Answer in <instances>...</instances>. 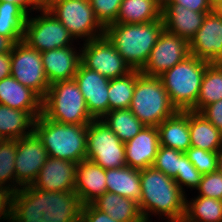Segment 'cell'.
Segmentation results:
<instances>
[{"instance_id":"obj_22","label":"cell","mask_w":222,"mask_h":222,"mask_svg":"<svg viewBox=\"0 0 222 222\" xmlns=\"http://www.w3.org/2000/svg\"><path fill=\"white\" fill-rule=\"evenodd\" d=\"M160 146L185 153L191 147L189 111H177L158 126Z\"/></svg>"},{"instance_id":"obj_40","label":"cell","mask_w":222,"mask_h":222,"mask_svg":"<svg viewBox=\"0 0 222 222\" xmlns=\"http://www.w3.org/2000/svg\"><path fill=\"white\" fill-rule=\"evenodd\" d=\"M199 113L222 132V99L202 108Z\"/></svg>"},{"instance_id":"obj_49","label":"cell","mask_w":222,"mask_h":222,"mask_svg":"<svg viewBox=\"0 0 222 222\" xmlns=\"http://www.w3.org/2000/svg\"><path fill=\"white\" fill-rule=\"evenodd\" d=\"M40 8H46L52 0H33Z\"/></svg>"},{"instance_id":"obj_2","label":"cell","mask_w":222,"mask_h":222,"mask_svg":"<svg viewBox=\"0 0 222 222\" xmlns=\"http://www.w3.org/2000/svg\"><path fill=\"white\" fill-rule=\"evenodd\" d=\"M142 195L138 203L145 222L152 214L165 216L167 222H183L186 212V193L175 180L153 167L140 170ZM152 213V214H151Z\"/></svg>"},{"instance_id":"obj_21","label":"cell","mask_w":222,"mask_h":222,"mask_svg":"<svg viewBox=\"0 0 222 222\" xmlns=\"http://www.w3.org/2000/svg\"><path fill=\"white\" fill-rule=\"evenodd\" d=\"M75 177L74 191L83 205L91 204L107 191L106 169L88 159L77 164Z\"/></svg>"},{"instance_id":"obj_34","label":"cell","mask_w":222,"mask_h":222,"mask_svg":"<svg viewBox=\"0 0 222 222\" xmlns=\"http://www.w3.org/2000/svg\"><path fill=\"white\" fill-rule=\"evenodd\" d=\"M16 154L17 140L3 139L0 142V187L12 194L16 192L14 167Z\"/></svg>"},{"instance_id":"obj_13","label":"cell","mask_w":222,"mask_h":222,"mask_svg":"<svg viewBox=\"0 0 222 222\" xmlns=\"http://www.w3.org/2000/svg\"><path fill=\"white\" fill-rule=\"evenodd\" d=\"M189 55V43L164 29L140 72L147 76L159 77Z\"/></svg>"},{"instance_id":"obj_37","label":"cell","mask_w":222,"mask_h":222,"mask_svg":"<svg viewBox=\"0 0 222 222\" xmlns=\"http://www.w3.org/2000/svg\"><path fill=\"white\" fill-rule=\"evenodd\" d=\"M99 23L106 28L117 20L122 0H89Z\"/></svg>"},{"instance_id":"obj_17","label":"cell","mask_w":222,"mask_h":222,"mask_svg":"<svg viewBox=\"0 0 222 222\" xmlns=\"http://www.w3.org/2000/svg\"><path fill=\"white\" fill-rule=\"evenodd\" d=\"M76 166L75 162L49 156L31 186L50 192L74 191Z\"/></svg>"},{"instance_id":"obj_28","label":"cell","mask_w":222,"mask_h":222,"mask_svg":"<svg viewBox=\"0 0 222 222\" xmlns=\"http://www.w3.org/2000/svg\"><path fill=\"white\" fill-rule=\"evenodd\" d=\"M191 147L218 152L222 148V132L199 112L189 111Z\"/></svg>"},{"instance_id":"obj_11","label":"cell","mask_w":222,"mask_h":222,"mask_svg":"<svg viewBox=\"0 0 222 222\" xmlns=\"http://www.w3.org/2000/svg\"><path fill=\"white\" fill-rule=\"evenodd\" d=\"M81 63L108 79H115L132 71L105 34L83 43Z\"/></svg>"},{"instance_id":"obj_3","label":"cell","mask_w":222,"mask_h":222,"mask_svg":"<svg viewBox=\"0 0 222 222\" xmlns=\"http://www.w3.org/2000/svg\"><path fill=\"white\" fill-rule=\"evenodd\" d=\"M164 29L163 20L113 23L105 28L104 34L131 69L141 71Z\"/></svg>"},{"instance_id":"obj_43","label":"cell","mask_w":222,"mask_h":222,"mask_svg":"<svg viewBox=\"0 0 222 222\" xmlns=\"http://www.w3.org/2000/svg\"><path fill=\"white\" fill-rule=\"evenodd\" d=\"M11 196L12 193L0 187V222L11 218Z\"/></svg>"},{"instance_id":"obj_10","label":"cell","mask_w":222,"mask_h":222,"mask_svg":"<svg viewBox=\"0 0 222 222\" xmlns=\"http://www.w3.org/2000/svg\"><path fill=\"white\" fill-rule=\"evenodd\" d=\"M86 159L104 169L126 166L125 145L102 119H94L87 125Z\"/></svg>"},{"instance_id":"obj_8","label":"cell","mask_w":222,"mask_h":222,"mask_svg":"<svg viewBox=\"0 0 222 222\" xmlns=\"http://www.w3.org/2000/svg\"><path fill=\"white\" fill-rule=\"evenodd\" d=\"M69 31L72 37L86 41L104 35L89 0H52L46 7Z\"/></svg>"},{"instance_id":"obj_35","label":"cell","mask_w":222,"mask_h":222,"mask_svg":"<svg viewBox=\"0 0 222 222\" xmlns=\"http://www.w3.org/2000/svg\"><path fill=\"white\" fill-rule=\"evenodd\" d=\"M152 167L174 179L177 173L181 172L182 152L172 148L159 146Z\"/></svg>"},{"instance_id":"obj_38","label":"cell","mask_w":222,"mask_h":222,"mask_svg":"<svg viewBox=\"0 0 222 222\" xmlns=\"http://www.w3.org/2000/svg\"><path fill=\"white\" fill-rule=\"evenodd\" d=\"M202 174L195 168V166L189 161L187 155L182 152V168L181 172H178L174 178L175 182L185 193L183 186L188 188L197 189L202 179Z\"/></svg>"},{"instance_id":"obj_30","label":"cell","mask_w":222,"mask_h":222,"mask_svg":"<svg viewBox=\"0 0 222 222\" xmlns=\"http://www.w3.org/2000/svg\"><path fill=\"white\" fill-rule=\"evenodd\" d=\"M102 121L123 143L134 138L145 126L129 108L109 111Z\"/></svg>"},{"instance_id":"obj_12","label":"cell","mask_w":222,"mask_h":222,"mask_svg":"<svg viewBox=\"0 0 222 222\" xmlns=\"http://www.w3.org/2000/svg\"><path fill=\"white\" fill-rule=\"evenodd\" d=\"M11 76L22 85L32 89L42 99L50 86L41 53L30 48L24 41L14 44L12 48Z\"/></svg>"},{"instance_id":"obj_25","label":"cell","mask_w":222,"mask_h":222,"mask_svg":"<svg viewBox=\"0 0 222 222\" xmlns=\"http://www.w3.org/2000/svg\"><path fill=\"white\" fill-rule=\"evenodd\" d=\"M96 209L118 222H145L136 201L105 192L91 203Z\"/></svg>"},{"instance_id":"obj_16","label":"cell","mask_w":222,"mask_h":222,"mask_svg":"<svg viewBox=\"0 0 222 222\" xmlns=\"http://www.w3.org/2000/svg\"><path fill=\"white\" fill-rule=\"evenodd\" d=\"M74 80L84 96L90 115L94 119H102L109 112L110 79L80 63Z\"/></svg>"},{"instance_id":"obj_14","label":"cell","mask_w":222,"mask_h":222,"mask_svg":"<svg viewBox=\"0 0 222 222\" xmlns=\"http://www.w3.org/2000/svg\"><path fill=\"white\" fill-rule=\"evenodd\" d=\"M48 157L47 150L35 132L17 140L14 166L16 191L22 186L32 185Z\"/></svg>"},{"instance_id":"obj_29","label":"cell","mask_w":222,"mask_h":222,"mask_svg":"<svg viewBox=\"0 0 222 222\" xmlns=\"http://www.w3.org/2000/svg\"><path fill=\"white\" fill-rule=\"evenodd\" d=\"M27 16L16 4L0 2V35L14 44L22 42Z\"/></svg>"},{"instance_id":"obj_26","label":"cell","mask_w":222,"mask_h":222,"mask_svg":"<svg viewBox=\"0 0 222 222\" xmlns=\"http://www.w3.org/2000/svg\"><path fill=\"white\" fill-rule=\"evenodd\" d=\"M107 192L132 199L137 203L141 200L142 189L140 170L129 166L106 169Z\"/></svg>"},{"instance_id":"obj_23","label":"cell","mask_w":222,"mask_h":222,"mask_svg":"<svg viewBox=\"0 0 222 222\" xmlns=\"http://www.w3.org/2000/svg\"><path fill=\"white\" fill-rule=\"evenodd\" d=\"M42 111H22L0 104V136L18 140L34 132L36 118ZM28 130V131H27Z\"/></svg>"},{"instance_id":"obj_27","label":"cell","mask_w":222,"mask_h":222,"mask_svg":"<svg viewBox=\"0 0 222 222\" xmlns=\"http://www.w3.org/2000/svg\"><path fill=\"white\" fill-rule=\"evenodd\" d=\"M161 0H122L115 23H149L162 19Z\"/></svg>"},{"instance_id":"obj_33","label":"cell","mask_w":222,"mask_h":222,"mask_svg":"<svg viewBox=\"0 0 222 222\" xmlns=\"http://www.w3.org/2000/svg\"><path fill=\"white\" fill-rule=\"evenodd\" d=\"M136 83V70L110 79L108 88L109 111L129 108Z\"/></svg>"},{"instance_id":"obj_15","label":"cell","mask_w":222,"mask_h":222,"mask_svg":"<svg viewBox=\"0 0 222 222\" xmlns=\"http://www.w3.org/2000/svg\"><path fill=\"white\" fill-rule=\"evenodd\" d=\"M190 54L209 63L222 62V17L207 13L202 26L189 43Z\"/></svg>"},{"instance_id":"obj_19","label":"cell","mask_w":222,"mask_h":222,"mask_svg":"<svg viewBox=\"0 0 222 222\" xmlns=\"http://www.w3.org/2000/svg\"><path fill=\"white\" fill-rule=\"evenodd\" d=\"M207 13L210 12H196L177 3H163L162 19L164 28L190 43L202 26Z\"/></svg>"},{"instance_id":"obj_47","label":"cell","mask_w":222,"mask_h":222,"mask_svg":"<svg viewBox=\"0 0 222 222\" xmlns=\"http://www.w3.org/2000/svg\"><path fill=\"white\" fill-rule=\"evenodd\" d=\"M217 171L222 173V148L218 151L217 156Z\"/></svg>"},{"instance_id":"obj_5","label":"cell","mask_w":222,"mask_h":222,"mask_svg":"<svg viewBox=\"0 0 222 222\" xmlns=\"http://www.w3.org/2000/svg\"><path fill=\"white\" fill-rule=\"evenodd\" d=\"M209 64L190 54L159 76L177 111H191L196 106L204 72Z\"/></svg>"},{"instance_id":"obj_41","label":"cell","mask_w":222,"mask_h":222,"mask_svg":"<svg viewBox=\"0 0 222 222\" xmlns=\"http://www.w3.org/2000/svg\"><path fill=\"white\" fill-rule=\"evenodd\" d=\"M80 222H118L108 214L99 211L92 204H85L81 211Z\"/></svg>"},{"instance_id":"obj_36","label":"cell","mask_w":222,"mask_h":222,"mask_svg":"<svg viewBox=\"0 0 222 222\" xmlns=\"http://www.w3.org/2000/svg\"><path fill=\"white\" fill-rule=\"evenodd\" d=\"M185 154L202 175L217 171L218 152L190 147Z\"/></svg>"},{"instance_id":"obj_20","label":"cell","mask_w":222,"mask_h":222,"mask_svg":"<svg viewBox=\"0 0 222 222\" xmlns=\"http://www.w3.org/2000/svg\"><path fill=\"white\" fill-rule=\"evenodd\" d=\"M41 56L50 85L55 82L74 79L81 63V50L78 52L72 46L47 50L42 52Z\"/></svg>"},{"instance_id":"obj_18","label":"cell","mask_w":222,"mask_h":222,"mask_svg":"<svg viewBox=\"0 0 222 222\" xmlns=\"http://www.w3.org/2000/svg\"><path fill=\"white\" fill-rule=\"evenodd\" d=\"M124 145L127 166L137 170L152 167L160 146L157 127L144 126L134 138Z\"/></svg>"},{"instance_id":"obj_46","label":"cell","mask_w":222,"mask_h":222,"mask_svg":"<svg viewBox=\"0 0 222 222\" xmlns=\"http://www.w3.org/2000/svg\"><path fill=\"white\" fill-rule=\"evenodd\" d=\"M14 43L7 37L0 35V54L12 51Z\"/></svg>"},{"instance_id":"obj_4","label":"cell","mask_w":222,"mask_h":222,"mask_svg":"<svg viewBox=\"0 0 222 222\" xmlns=\"http://www.w3.org/2000/svg\"><path fill=\"white\" fill-rule=\"evenodd\" d=\"M34 132L40 138L48 155L79 163L87 155V125L65 124L39 115Z\"/></svg>"},{"instance_id":"obj_50","label":"cell","mask_w":222,"mask_h":222,"mask_svg":"<svg viewBox=\"0 0 222 222\" xmlns=\"http://www.w3.org/2000/svg\"><path fill=\"white\" fill-rule=\"evenodd\" d=\"M216 11L222 17V6H220Z\"/></svg>"},{"instance_id":"obj_6","label":"cell","mask_w":222,"mask_h":222,"mask_svg":"<svg viewBox=\"0 0 222 222\" xmlns=\"http://www.w3.org/2000/svg\"><path fill=\"white\" fill-rule=\"evenodd\" d=\"M129 109L145 126L153 127L177 112L160 77L147 76L139 70H136V83Z\"/></svg>"},{"instance_id":"obj_48","label":"cell","mask_w":222,"mask_h":222,"mask_svg":"<svg viewBox=\"0 0 222 222\" xmlns=\"http://www.w3.org/2000/svg\"><path fill=\"white\" fill-rule=\"evenodd\" d=\"M209 3L213 11H216L220 6H222V0H209Z\"/></svg>"},{"instance_id":"obj_51","label":"cell","mask_w":222,"mask_h":222,"mask_svg":"<svg viewBox=\"0 0 222 222\" xmlns=\"http://www.w3.org/2000/svg\"><path fill=\"white\" fill-rule=\"evenodd\" d=\"M7 222H15V221L10 218L9 220H7Z\"/></svg>"},{"instance_id":"obj_32","label":"cell","mask_w":222,"mask_h":222,"mask_svg":"<svg viewBox=\"0 0 222 222\" xmlns=\"http://www.w3.org/2000/svg\"><path fill=\"white\" fill-rule=\"evenodd\" d=\"M183 222H222V201L202 196L186 200Z\"/></svg>"},{"instance_id":"obj_7","label":"cell","mask_w":222,"mask_h":222,"mask_svg":"<svg viewBox=\"0 0 222 222\" xmlns=\"http://www.w3.org/2000/svg\"><path fill=\"white\" fill-rule=\"evenodd\" d=\"M42 114L50 120L65 124L88 125L94 120L74 79L49 86L42 99Z\"/></svg>"},{"instance_id":"obj_31","label":"cell","mask_w":222,"mask_h":222,"mask_svg":"<svg viewBox=\"0 0 222 222\" xmlns=\"http://www.w3.org/2000/svg\"><path fill=\"white\" fill-rule=\"evenodd\" d=\"M222 99V65L210 63L204 72L196 106L191 110L199 112L202 108Z\"/></svg>"},{"instance_id":"obj_9","label":"cell","mask_w":222,"mask_h":222,"mask_svg":"<svg viewBox=\"0 0 222 222\" xmlns=\"http://www.w3.org/2000/svg\"><path fill=\"white\" fill-rule=\"evenodd\" d=\"M39 12L41 16H27L23 41L30 48L42 53L47 50L74 46L72 41L75 39L50 11L40 8Z\"/></svg>"},{"instance_id":"obj_44","label":"cell","mask_w":222,"mask_h":222,"mask_svg":"<svg viewBox=\"0 0 222 222\" xmlns=\"http://www.w3.org/2000/svg\"><path fill=\"white\" fill-rule=\"evenodd\" d=\"M11 76V52L0 54V81Z\"/></svg>"},{"instance_id":"obj_39","label":"cell","mask_w":222,"mask_h":222,"mask_svg":"<svg viewBox=\"0 0 222 222\" xmlns=\"http://www.w3.org/2000/svg\"><path fill=\"white\" fill-rule=\"evenodd\" d=\"M196 190H198V196L222 201V173L215 171L204 174Z\"/></svg>"},{"instance_id":"obj_45","label":"cell","mask_w":222,"mask_h":222,"mask_svg":"<svg viewBox=\"0 0 222 222\" xmlns=\"http://www.w3.org/2000/svg\"><path fill=\"white\" fill-rule=\"evenodd\" d=\"M10 2L19 6L27 15L31 13V11H39L40 7L33 0H0V2ZM30 8V9H28ZM30 12V13H29Z\"/></svg>"},{"instance_id":"obj_1","label":"cell","mask_w":222,"mask_h":222,"mask_svg":"<svg viewBox=\"0 0 222 222\" xmlns=\"http://www.w3.org/2000/svg\"><path fill=\"white\" fill-rule=\"evenodd\" d=\"M83 204L75 191L50 192L22 186L11 196L15 222H80Z\"/></svg>"},{"instance_id":"obj_42","label":"cell","mask_w":222,"mask_h":222,"mask_svg":"<svg viewBox=\"0 0 222 222\" xmlns=\"http://www.w3.org/2000/svg\"><path fill=\"white\" fill-rule=\"evenodd\" d=\"M163 3H177L196 12H212L209 0H164Z\"/></svg>"},{"instance_id":"obj_24","label":"cell","mask_w":222,"mask_h":222,"mask_svg":"<svg viewBox=\"0 0 222 222\" xmlns=\"http://www.w3.org/2000/svg\"><path fill=\"white\" fill-rule=\"evenodd\" d=\"M0 104L22 111H42V98L12 76L0 81Z\"/></svg>"}]
</instances>
